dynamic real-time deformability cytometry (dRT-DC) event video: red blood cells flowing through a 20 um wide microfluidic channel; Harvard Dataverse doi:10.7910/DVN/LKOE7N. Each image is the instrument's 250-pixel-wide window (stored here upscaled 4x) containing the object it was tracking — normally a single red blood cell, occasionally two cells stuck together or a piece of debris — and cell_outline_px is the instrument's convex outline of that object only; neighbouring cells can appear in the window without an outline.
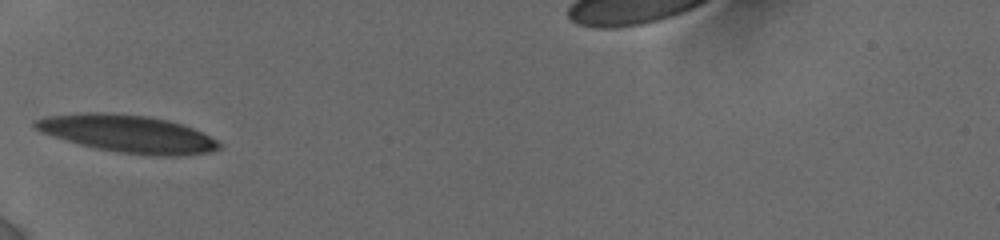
{"species": "human", "species_latin": "Homo sapiens", "temperature_condition": "cold", "stored_images_in_passage": 3, "camera_frame_rate_fps": 3000, "um_per_image_px": 0.085, "donor": {"sex": "female"}, "frame": {"image": 1, "passage_image": 1, "time_ms": 0.0, "image_size_px": [1000, 240], "cell_outline_px": [[220, 148], [208, 152], [180, 156], [160, 156], [120, 152], [96, 148], [80, 144], [40, 132], [32, 128], [32, 120], [44, 116], [84, 112], [100, 112], [148, 116], [168, 120], [192, 128], [216, 140], [220, 144]], "centroid_in_image_um": [10.78, 11.35], "position_along_channel_um": 74.2, "area_um2": 39.94}}